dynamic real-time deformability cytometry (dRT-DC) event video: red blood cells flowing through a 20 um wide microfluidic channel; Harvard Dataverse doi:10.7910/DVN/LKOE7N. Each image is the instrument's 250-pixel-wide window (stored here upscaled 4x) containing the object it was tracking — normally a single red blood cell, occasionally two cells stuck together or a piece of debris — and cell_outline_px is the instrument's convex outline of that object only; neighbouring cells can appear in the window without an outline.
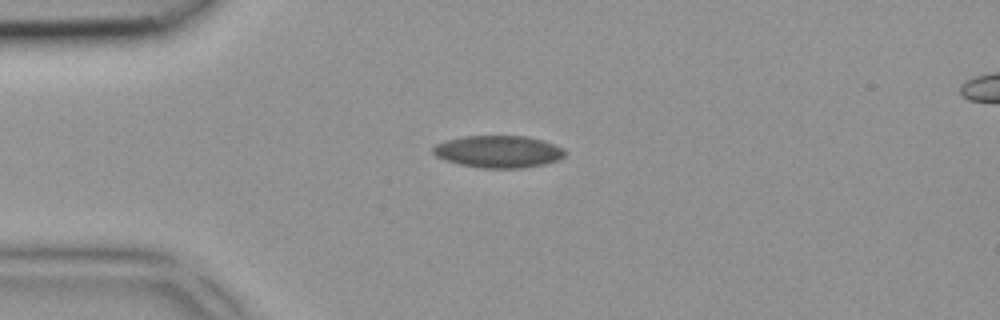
{"species": "common noctule bat (a hibernating species)", "species_latin": "Nyctalus noctula", "temperature_condition": "room temperature", "stored_images_in_passage": 4, "segment_of_instrument_passage": [1, 2], "camera_frame_rate_fps": 3000, "um_per_image_px": 0.085, "animal": {"sex": "female", "body_mass_g": 18.4}, "frame": {"image": 1, "passage_image": 3, "time_ms": 0.667, "image_size_px": [1000, 320], "cell_outline_px": [[568, 152], [564, 156], [556, 160], [544, 164], [524, 168], [480, 168], [460, 164], [444, 160], [436, 156], [432, 152], [432, 148], [436, 144], [448, 140], [464, 136], [528, 136], [544, 140], [564, 148]], "centroid_in_image_um": [42.39, 12.88], "position_along_channel_um": 42.6, "area_um2": 24.85}}